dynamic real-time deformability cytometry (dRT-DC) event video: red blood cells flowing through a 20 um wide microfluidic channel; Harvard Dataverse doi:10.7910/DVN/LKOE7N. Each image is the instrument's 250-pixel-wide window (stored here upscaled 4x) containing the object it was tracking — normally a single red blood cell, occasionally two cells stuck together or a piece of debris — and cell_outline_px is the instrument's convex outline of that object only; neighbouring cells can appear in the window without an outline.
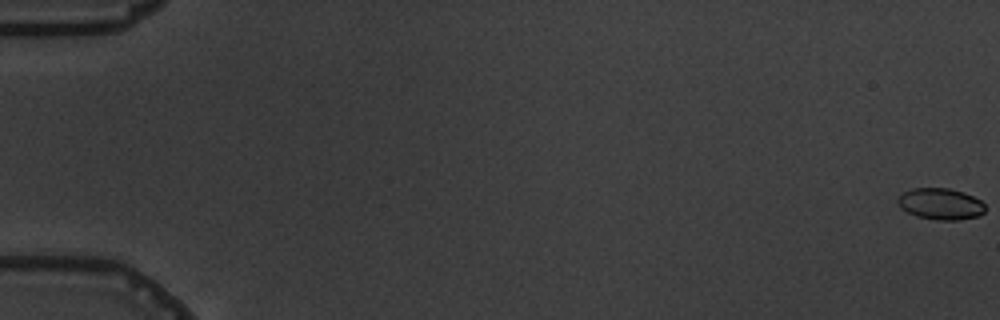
{"species": "common noctule bat (a hibernating species)", "species_latin": "Nyctalus noctula", "temperature_condition": "warm", "stored_images_in_passage": 5, "camera_frame_rate_fps": 3000, "um_per_image_px": 0.085, "animal": {"sex": "male", "body_mass_g": 19.5, "forearm_length_mm": 54.6}, "frame": {"image": 1, "passage_image": 1, "time_ms": 0.0, "image_size_px": [1000, 320], "cell_outline_px": [[984, 212], [980, 216], [960, 220], [936, 220], [916, 216], [900, 208], [896, 200], [904, 192], [912, 188], [948, 188], [964, 192], [980, 200], [984, 204]], "centroid_in_image_um": [79.95, 17.34], "position_along_channel_um": 5.1, "area_um2": 16.07}}